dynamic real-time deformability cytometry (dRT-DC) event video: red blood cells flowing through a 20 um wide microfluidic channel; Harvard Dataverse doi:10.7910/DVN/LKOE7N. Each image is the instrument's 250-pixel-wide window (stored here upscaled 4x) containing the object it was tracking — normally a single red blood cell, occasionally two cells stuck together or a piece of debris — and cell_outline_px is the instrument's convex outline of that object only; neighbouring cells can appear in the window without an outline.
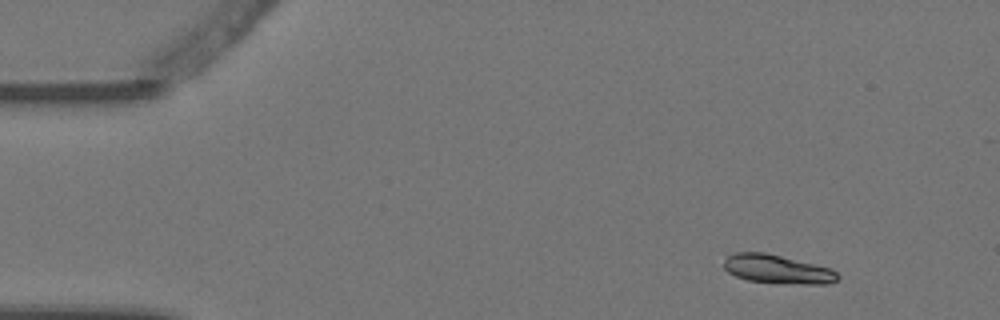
{"species": "Egyptian fruit bat (a non-hibernating species)", "species_latin": "Rousettus aegyptiacus", "temperature_condition": "warm", "stored_images_in_passage": 8, "camera_frame_rate_fps": 3000, "um_per_image_px": 0.085, "animal": {"sex": "female"}, "frame": {"image": 1, "passage_image": 2, "time_ms": 0.333, "image_size_px": [1000, 320], "cell_outline_px": [[840, 276], [836, 280], [824, 284], [804, 284], [748, 280], [736, 276], [728, 272], [724, 268], [724, 260], [728, 256], [736, 252], [764, 252], [832, 268]], "centroid_in_image_um": [66.07, 22.87], "position_along_channel_um": 18.9, "area_um2": 18.79}}
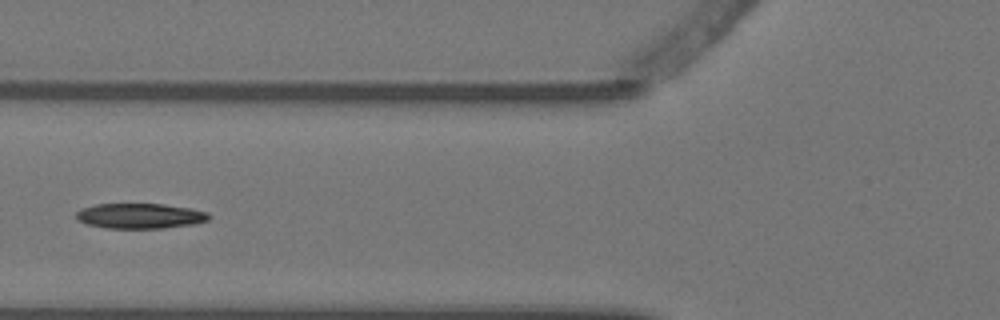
{"frame": {"image": 2, "passage_image": 6, "time_ms": 1.667, "image_size_px": [1000, 320], "cell_outline_px": [[212, 216], [208, 220], [196, 224], [164, 228], [108, 228], [88, 224], [76, 220], [76, 212], [84, 208], [96, 204], [164, 204], [192, 208], [208, 212]], "centroid_in_image_um": [11.96, 18.35], "position_along_channel_um": 113.8, "area_um2": 19.59}}
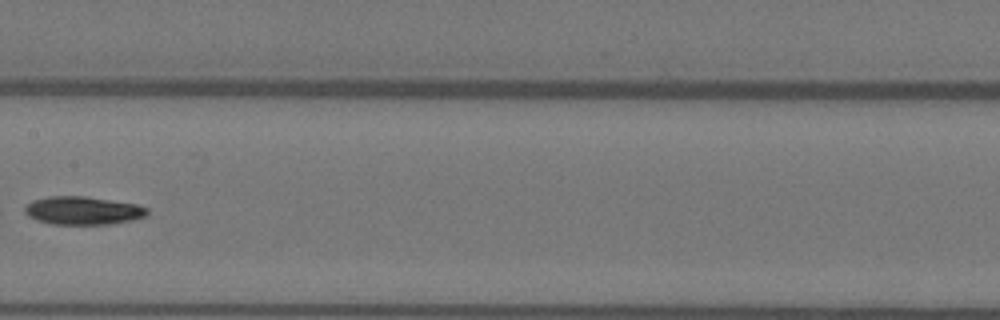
{"frame": {"image": 3, "passage_image": 8, "time_ms": 2.333, "image_size_px": [1000, 320], "cell_outline_px": [[148, 216], [132, 220], [112, 224], [52, 224], [36, 220], [28, 216], [24, 212], [24, 208], [32, 200], [48, 196], [84, 196], [136, 204], [148, 208]], "centroid_in_image_um": [7.05, 17.9], "position_along_channel_um": 200.4, "area_um2": 20.17}}